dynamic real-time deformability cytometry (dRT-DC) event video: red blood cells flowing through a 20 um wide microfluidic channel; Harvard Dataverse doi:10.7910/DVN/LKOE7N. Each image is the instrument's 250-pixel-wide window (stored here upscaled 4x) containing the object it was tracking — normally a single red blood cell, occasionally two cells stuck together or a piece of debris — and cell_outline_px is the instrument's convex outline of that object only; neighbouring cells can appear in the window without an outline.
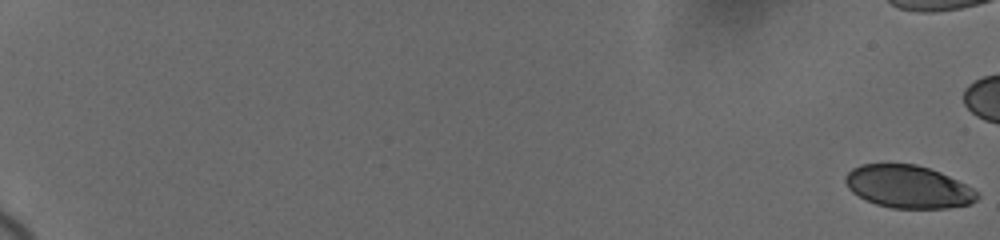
{"species": "human", "species_latin": "Homo sapiens", "temperature_condition": "cold", "stored_images_in_passage": 32, "camera_frame_rate_fps": 3000, "um_per_image_px": 0.085, "donor": {"sex": "female"}, "frame": {"image": 1, "passage_image": 1, "time_ms": 0.0, "image_size_px": [1000, 240], "cell_outline_px": [[980, 196], [976, 200], [968, 204], [948, 208], [892, 208], [876, 204], [852, 192], [848, 188], [844, 180], [844, 176], [852, 168], [860, 164], [916, 164], [940, 172], [980, 192]], "centroid_in_image_um": [77.19, 15.87], "position_along_channel_um": 7.8, "area_um2": 32.66}}
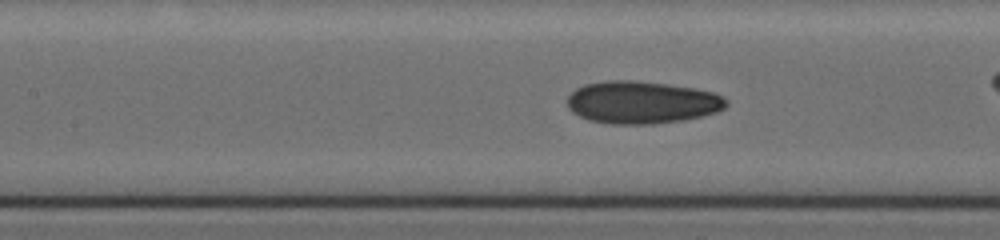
{"frame": {"image": 2, "passage_image": 23, "time_ms": 10.333, "image_size_px": [1000, 240], "cell_outline_px": [[728, 104], [724, 108], [716, 112], [684, 120], [652, 124], [612, 124], [588, 120], [572, 112], [568, 108], [568, 96], [576, 88], [584, 84], [604, 80], [632, 80], [664, 84], [692, 88], [712, 92], [724, 96], [728, 100]], "centroid_in_image_um": [54.54, 8.7], "position_along_channel_um": 152.9, "area_um2": 39.36}}
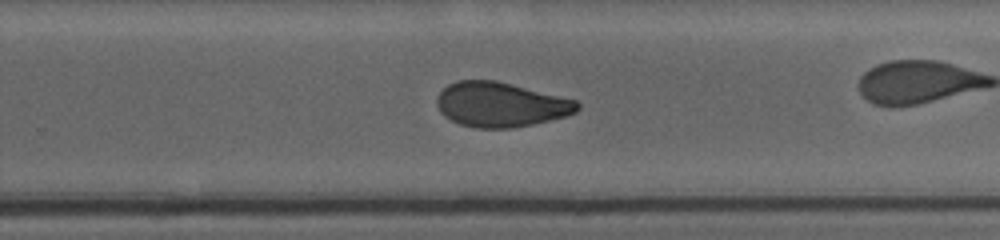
{"frame": {"image": 3, "passage_image": 30, "time_ms": 14.0, "image_size_px": [1000, 240], "cell_outline_px": [[580, 108], [576, 112], [564, 116], [532, 124], [512, 128], [476, 128], [460, 124], [444, 116], [440, 112], [436, 100], [440, 92], [448, 84], [456, 80], [496, 80], [576, 100], [580, 104]], "centroid_in_image_um": [42.54, 8.88], "position_along_channel_um": 287.3, "area_um2": 36.41}}